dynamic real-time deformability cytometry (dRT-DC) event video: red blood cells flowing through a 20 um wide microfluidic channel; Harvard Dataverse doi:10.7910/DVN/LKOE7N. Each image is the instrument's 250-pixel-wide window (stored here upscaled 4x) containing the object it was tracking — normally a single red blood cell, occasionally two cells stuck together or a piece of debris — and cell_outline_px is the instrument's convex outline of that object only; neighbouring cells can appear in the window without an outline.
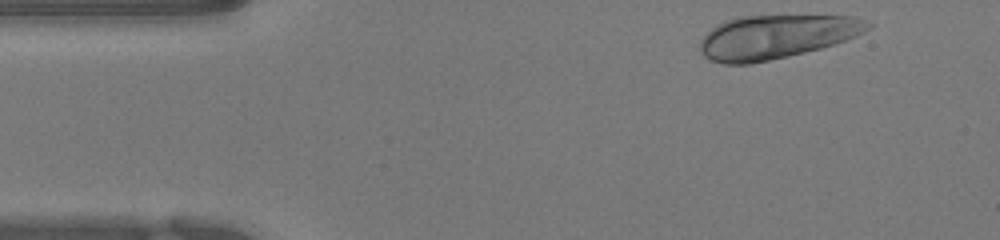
{"species": "human", "species_latin": "Homo sapiens", "temperature_condition": "warm", "stored_images_in_passage": 46, "camera_frame_rate_fps": 3000, "um_per_image_px": 0.085, "donor": {"sex": "female"}, "frame": {"image": 1, "passage_image": 1, "time_ms": 0.0, "image_size_px": [1000, 240], "cell_outline_px": [[872, 28], [856, 36], [820, 48], [788, 56], [748, 64], [724, 64], [708, 60], [700, 52], [700, 40], [716, 24], [724, 20], [736, 16], [856, 16], [872, 24]], "centroid_in_image_um": [65.93, 3.12], "position_along_channel_um": 19.1, "area_um2": 42.77}}
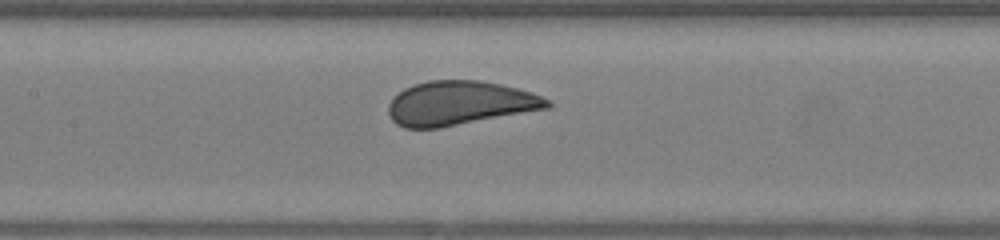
{"frame": {"image": 2, "passage_image": 18, "time_ms": 5.667, "image_size_px": [1000, 240], "cell_outline_px": [[552, 108], [440, 128], [404, 128], [396, 124], [392, 120], [388, 112], [388, 104], [404, 88], [412, 84], [428, 80], [480, 80], [520, 88], [532, 92], [548, 100], [552, 104]], "centroid_in_image_um": [39.1, 8.77], "position_along_channel_um": 168.3, "area_um2": 41.21}}
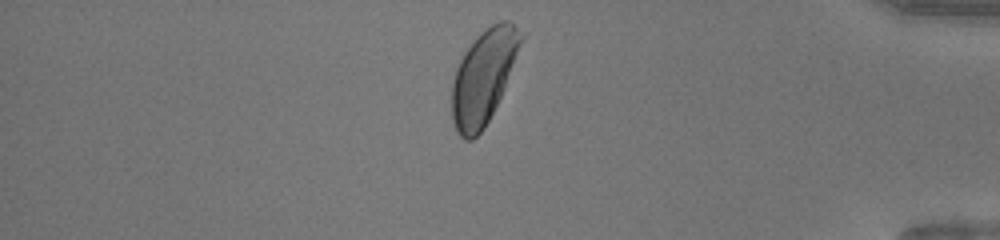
{"frame": {"image": 3, "passage_image": 38, "time_ms": 12.333, "image_size_px": [1000, 240], "cell_outline_px": [[524, 36], [504, 88], [484, 128], [472, 140], [464, 140], [460, 136], [452, 120], [452, 84], [456, 68], [464, 52], [480, 32], [492, 24], [500, 20], [508, 20], [524, 32]], "centroid_in_image_um": [41.09, 6.5], "position_along_channel_um": 394.1, "area_um2": 37.28}, "authors_computed_cell_mechanics": {"area_um2": 41.2692, "velocity_mm_per_s": 3.9485, "shape_relaxation_time_tau1_ms": 4.0542, "shape_relaxation_time_tau2_ms": null, "deformation_change_tau1": 0.1253, "deformation_change_tau2": null}}